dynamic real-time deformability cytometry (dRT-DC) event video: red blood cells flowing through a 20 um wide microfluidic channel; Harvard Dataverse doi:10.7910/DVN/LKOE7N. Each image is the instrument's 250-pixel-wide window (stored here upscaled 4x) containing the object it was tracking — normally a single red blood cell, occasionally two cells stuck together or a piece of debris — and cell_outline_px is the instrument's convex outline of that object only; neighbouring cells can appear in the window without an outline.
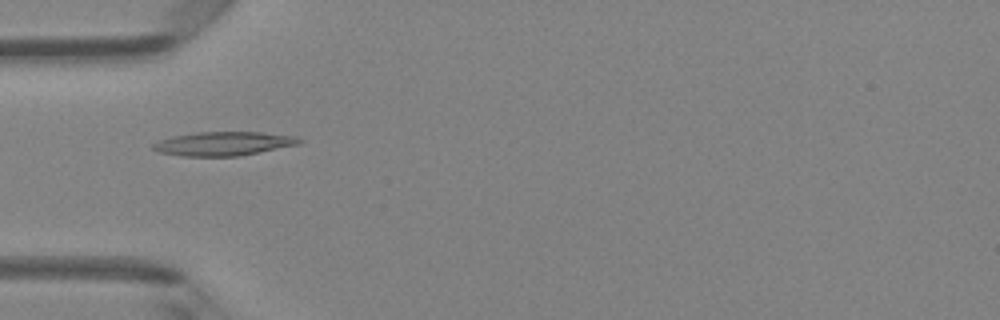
{"species": "Egyptian fruit bat (a non-hibernating species)", "species_latin": "Rousettus aegyptiacus", "temperature_condition": "room temperature", "stored_images_in_passage": 5, "camera_frame_rate_fps": 3000, "um_per_image_px": 0.085, "animal": {"sex": "female"}, "frame": {"image": 1, "passage_image": 4, "time_ms": 1.0, "image_size_px": [1000, 320], "cell_outline_px": [[304, 140], [300, 144], [240, 156], [180, 156], [160, 152], [152, 148], [152, 144], [160, 140], [172, 136], [196, 132], [260, 132], [296, 136]], "centroid_in_image_um": [19.02, 12.21], "position_along_channel_um": 66.0, "area_um2": 20.4}}
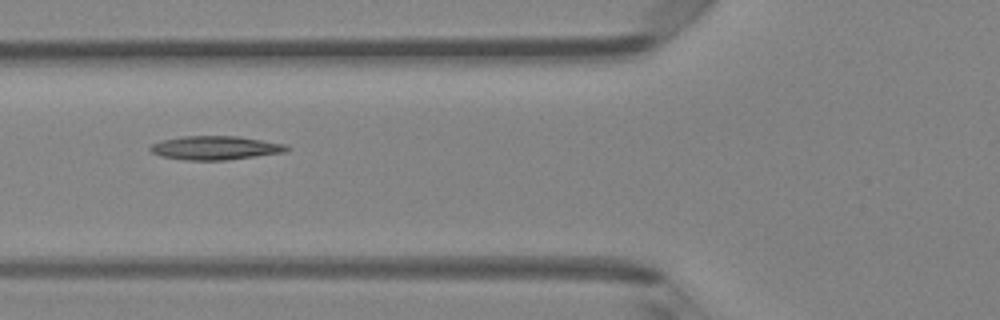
{"frame": {"image": 2, "passage_image": 5, "time_ms": 1.333, "image_size_px": [1000, 320], "cell_outline_px": [[292, 148], [288, 152], [228, 160], [184, 160], [160, 156], [152, 152], [148, 148], [152, 144], [160, 140], [184, 136], [240, 136], [288, 144]], "centroid_in_image_um": [18.37, 12.57], "position_along_channel_um": 107.4, "area_um2": 19.31}}